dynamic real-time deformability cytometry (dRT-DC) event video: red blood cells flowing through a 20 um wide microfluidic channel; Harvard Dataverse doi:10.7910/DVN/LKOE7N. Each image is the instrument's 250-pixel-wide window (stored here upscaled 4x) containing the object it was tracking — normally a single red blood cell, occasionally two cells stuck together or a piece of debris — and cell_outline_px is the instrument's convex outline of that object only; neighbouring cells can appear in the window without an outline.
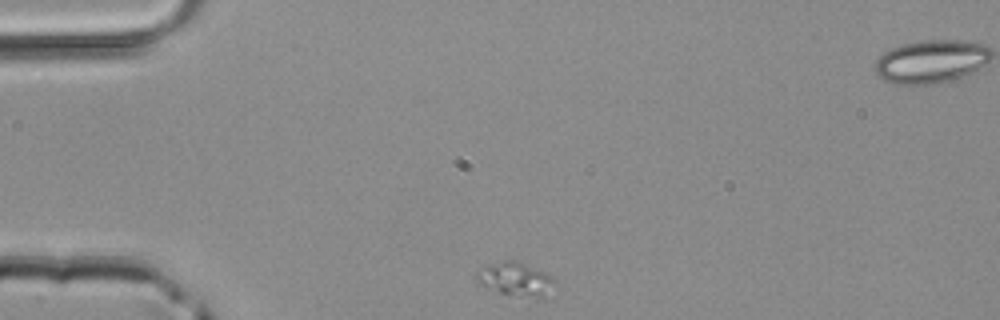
{"species": "common noctule bat (a hibernating species)", "species_latin": "Nyctalus noctula", "temperature_condition": "room temperature", "stored_images_in_passage": 3, "camera_frame_rate_fps": 3000, "um_per_image_px": 0.085, "animal": {"sex": "male", "body_mass_g": 20.4}, "frame": {"image": 1, "passage_image": 1, "time_ms": 0.0, "image_size_px": [1000, 320], "cell_outline_px": [[556, 284], [544, 300], [540, 300], [516, 296], [500, 292], [480, 284], [476, 280], [476, 272], [488, 264], [504, 260], [516, 260], [528, 264], [552, 276]], "centroid_in_image_um": [43.89, 23.75], "position_along_channel_um": 41.1, "area_um2": 15.72}}